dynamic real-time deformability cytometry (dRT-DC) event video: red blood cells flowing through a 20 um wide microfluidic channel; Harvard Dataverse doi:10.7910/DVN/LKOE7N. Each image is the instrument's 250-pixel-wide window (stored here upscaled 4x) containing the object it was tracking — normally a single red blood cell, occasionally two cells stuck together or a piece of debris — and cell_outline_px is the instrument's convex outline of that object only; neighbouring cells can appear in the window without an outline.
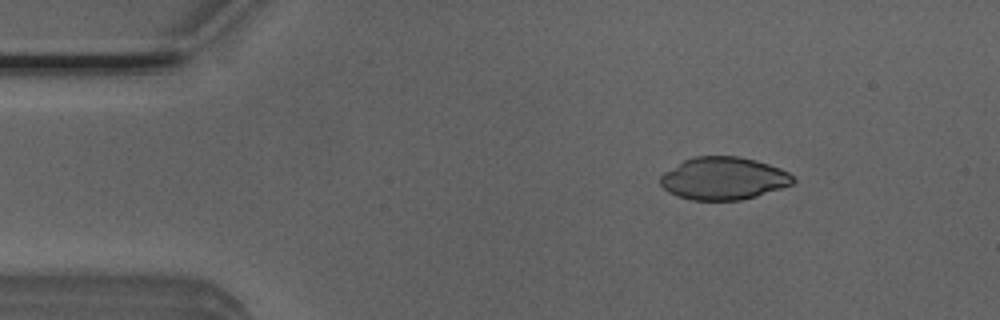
{"species": "Egyptian fruit bat (a non-hibernating species)", "species_latin": "Rousettus aegyptiacus", "temperature_condition": "room temperature", "stored_images_in_passage": 3, "camera_frame_rate_fps": 3000, "um_per_image_px": 0.085, "animal": {"sex": "male"}, "frame": {"image": 1, "passage_image": 2, "time_ms": 0.333, "image_size_px": [1000, 320], "cell_outline_px": [[796, 180], [792, 184], [756, 196], [740, 200], [692, 200], [676, 196], [668, 192], [660, 184], [660, 176], [664, 172], [684, 160], [692, 156], [736, 156], [756, 160], [780, 168], [788, 172]], "centroid_in_image_um": [61.47, 15.16], "position_along_channel_um": 23.5, "area_um2": 32.89}}